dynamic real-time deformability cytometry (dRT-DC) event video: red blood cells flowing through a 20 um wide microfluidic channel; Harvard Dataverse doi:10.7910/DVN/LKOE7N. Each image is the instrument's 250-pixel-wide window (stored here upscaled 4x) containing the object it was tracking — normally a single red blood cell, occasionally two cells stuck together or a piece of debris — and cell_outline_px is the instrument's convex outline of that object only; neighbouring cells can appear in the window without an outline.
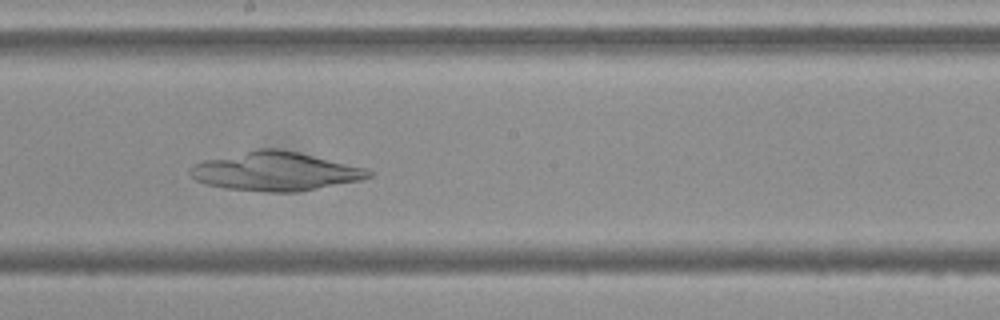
{"species": "Egyptian fruit bat (a non-hibernating species)", "species_latin": "Rousettus aegyptiacus", "temperature_condition": "cold", "stored_images_in_passage": 55, "camera_frame_rate_fps": 3000, "um_per_image_px": 0.085, "frame": {"image": 1, "passage_image": 30, "time_ms": 9.667, "image_size_px": [1000, 320], "cell_outline_px": [[372, 176], [364, 180], [296, 192], [268, 192], [224, 188], [208, 184], [196, 180], [188, 172], [188, 168], [192, 164], [204, 160], [256, 148], [276, 148], [296, 152], [364, 168], [372, 172]], "centroid_in_image_um": [23.36, 14.57], "position_along_channel_um": 224.8, "area_um2": 40.17}}
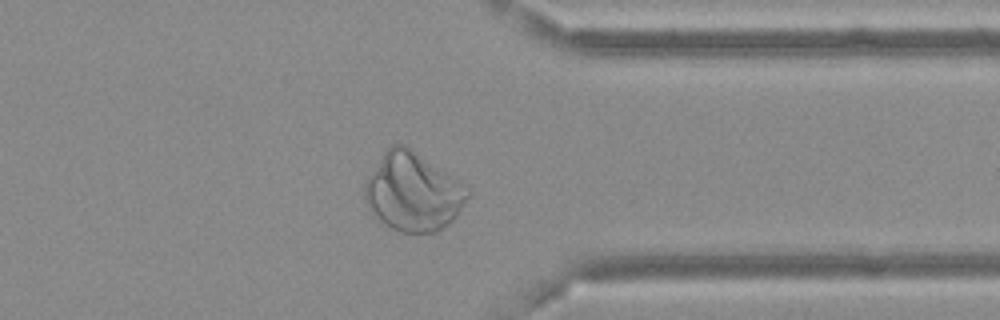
{"frame": {"image": 2, "passage_image": 43, "time_ms": 14.0, "image_size_px": [1000, 320], "cell_outline_px": [[472, 192], [456, 216], [448, 224], [436, 232], [400, 232], [380, 224], [368, 208], [364, 196], [364, 184], [368, 176], [384, 152], [392, 144], [404, 144], [460, 180]], "centroid_in_image_um": [35.09, 16.33], "position_along_channel_um": 376.3, "area_um2": 47.05}}
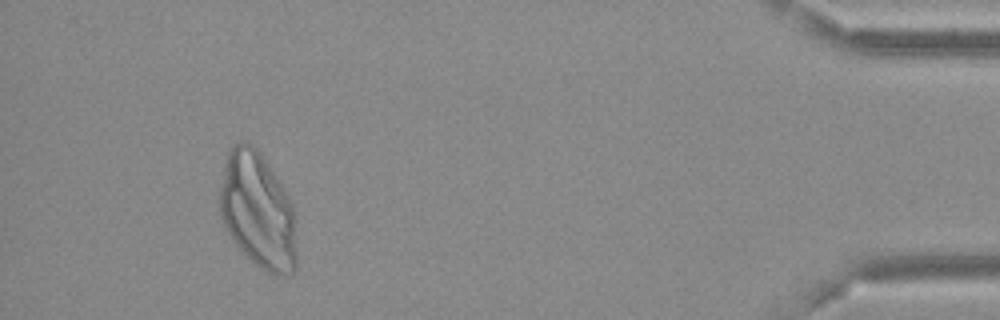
{"frame": {"image": 3, "passage_image": 51, "time_ms": 16.667, "image_size_px": [1000, 320], "cell_outline_px": [[296, 268], [288, 276], [276, 276], [268, 272], [256, 264], [236, 244], [224, 228], [220, 216], [216, 200], [224, 160], [232, 144], [240, 140], [244, 140], [252, 144], [260, 152], [276, 176], [288, 196], [296, 212]], "centroid_in_image_um": [21.88, 17.87], "position_along_channel_um": 413.3, "area_um2": 53.23}}